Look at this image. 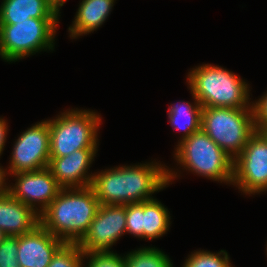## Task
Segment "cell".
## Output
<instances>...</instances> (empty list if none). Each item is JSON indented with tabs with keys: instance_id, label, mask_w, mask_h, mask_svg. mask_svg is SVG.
<instances>
[{
	"instance_id": "7402d4cb",
	"label": "cell",
	"mask_w": 267,
	"mask_h": 267,
	"mask_svg": "<svg viewBox=\"0 0 267 267\" xmlns=\"http://www.w3.org/2000/svg\"><path fill=\"white\" fill-rule=\"evenodd\" d=\"M90 258L85 267H126L125 256L113 251H92L84 253L83 259Z\"/></svg>"
},
{
	"instance_id": "5b68a950",
	"label": "cell",
	"mask_w": 267,
	"mask_h": 267,
	"mask_svg": "<svg viewBox=\"0 0 267 267\" xmlns=\"http://www.w3.org/2000/svg\"><path fill=\"white\" fill-rule=\"evenodd\" d=\"M201 129L235 159L256 132L253 108H203Z\"/></svg>"
},
{
	"instance_id": "52a82bcc",
	"label": "cell",
	"mask_w": 267,
	"mask_h": 267,
	"mask_svg": "<svg viewBox=\"0 0 267 267\" xmlns=\"http://www.w3.org/2000/svg\"><path fill=\"white\" fill-rule=\"evenodd\" d=\"M100 124L99 114L77 108L49 119L50 157H64L79 149H97Z\"/></svg>"
},
{
	"instance_id": "4fadbf2b",
	"label": "cell",
	"mask_w": 267,
	"mask_h": 267,
	"mask_svg": "<svg viewBox=\"0 0 267 267\" xmlns=\"http://www.w3.org/2000/svg\"><path fill=\"white\" fill-rule=\"evenodd\" d=\"M96 152L97 149H79L64 157H50L47 168L61 188L91 186L94 174L88 175L87 171Z\"/></svg>"
},
{
	"instance_id": "484cf974",
	"label": "cell",
	"mask_w": 267,
	"mask_h": 267,
	"mask_svg": "<svg viewBox=\"0 0 267 267\" xmlns=\"http://www.w3.org/2000/svg\"><path fill=\"white\" fill-rule=\"evenodd\" d=\"M6 170L7 169H3V167L0 166V196L9 193V185L7 186V183H5L6 176L9 174Z\"/></svg>"
},
{
	"instance_id": "cb8c5ba5",
	"label": "cell",
	"mask_w": 267,
	"mask_h": 267,
	"mask_svg": "<svg viewBox=\"0 0 267 267\" xmlns=\"http://www.w3.org/2000/svg\"><path fill=\"white\" fill-rule=\"evenodd\" d=\"M252 107L255 128L261 129L262 127H267V93L259 98L258 101L252 102Z\"/></svg>"
},
{
	"instance_id": "2e32d148",
	"label": "cell",
	"mask_w": 267,
	"mask_h": 267,
	"mask_svg": "<svg viewBox=\"0 0 267 267\" xmlns=\"http://www.w3.org/2000/svg\"><path fill=\"white\" fill-rule=\"evenodd\" d=\"M0 24H14L29 18H59L60 7L52 0H3Z\"/></svg>"
},
{
	"instance_id": "ac0fdd59",
	"label": "cell",
	"mask_w": 267,
	"mask_h": 267,
	"mask_svg": "<svg viewBox=\"0 0 267 267\" xmlns=\"http://www.w3.org/2000/svg\"><path fill=\"white\" fill-rule=\"evenodd\" d=\"M193 103L181 101L176 104H171L168 108V118L171 126L177 130L183 131V136L179 140L189 137L192 133L201 130L202 121V105L197 101L196 97Z\"/></svg>"
},
{
	"instance_id": "7c38bea8",
	"label": "cell",
	"mask_w": 267,
	"mask_h": 267,
	"mask_svg": "<svg viewBox=\"0 0 267 267\" xmlns=\"http://www.w3.org/2000/svg\"><path fill=\"white\" fill-rule=\"evenodd\" d=\"M170 212L157 199L126 204V233L153 240L169 230Z\"/></svg>"
},
{
	"instance_id": "83f0119b",
	"label": "cell",
	"mask_w": 267,
	"mask_h": 267,
	"mask_svg": "<svg viewBox=\"0 0 267 267\" xmlns=\"http://www.w3.org/2000/svg\"><path fill=\"white\" fill-rule=\"evenodd\" d=\"M52 1L55 2L61 8L64 2H66L67 0H52Z\"/></svg>"
},
{
	"instance_id": "277c9868",
	"label": "cell",
	"mask_w": 267,
	"mask_h": 267,
	"mask_svg": "<svg viewBox=\"0 0 267 267\" xmlns=\"http://www.w3.org/2000/svg\"><path fill=\"white\" fill-rule=\"evenodd\" d=\"M174 159L183 169L214 181L232 184L233 162L202 129L180 140Z\"/></svg>"
},
{
	"instance_id": "d6986e66",
	"label": "cell",
	"mask_w": 267,
	"mask_h": 267,
	"mask_svg": "<svg viewBox=\"0 0 267 267\" xmlns=\"http://www.w3.org/2000/svg\"><path fill=\"white\" fill-rule=\"evenodd\" d=\"M169 256L155 247L134 250L125 256L126 267H173Z\"/></svg>"
},
{
	"instance_id": "44dd1931",
	"label": "cell",
	"mask_w": 267,
	"mask_h": 267,
	"mask_svg": "<svg viewBox=\"0 0 267 267\" xmlns=\"http://www.w3.org/2000/svg\"><path fill=\"white\" fill-rule=\"evenodd\" d=\"M83 256L84 252L77 243H64L47 267H84Z\"/></svg>"
},
{
	"instance_id": "6da1fadb",
	"label": "cell",
	"mask_w": 267,
	"mask_h": 267,
	"mask_svg": "<svg viewBox=\"0 0 267 267\" xmlns=\"http://www.w3.org/2000/svg\"><path fill=\"white\" fill-rule=\"evenodd\" d=\"M177 176V172L152 161L96 172L91 187L99 205H126L153 199V193L164 189Z\"/></svg>"
},
{
	"instance_id": "30bf717a",
	"label": "cell",
	"mask_w": 267,
	"mask_h": 267,
	"mask_svg": "<svg viewBox=\"0 0 267 267\" xmlns=\"http://www.w3.org/2000/svg\"><path fill=\"white\" fill-rule=\"evenodd\" d=\"M126 205H99L84 237L77 243L81 250L109 251L126 234Z\"/></svg>"
},
{
	"instance_id": "5bb4252c",
	"label": "cell",
	"mask_w": 267,
	"mask_h": 267,
	"mask_svg": "<svg viewBox=\"0 0 267 267\" xmlns=\"http://www.w3.org/2000/svg\"><path fill=\"white\" fill-rule=\"evenodd\" d=\"M17 243V259L21 267H47L65 242L39 224L32 231L17 236Z\"/></svg>"
},
{
	"instance_id": "603a6c76",
	"label": "cell",
	"mask_w": 267,
	"mask_h": 267,
	"mask_svg": "<svg viewBox=\"0 0 267 267\" xmlns=\"http://www.w3.org/2000/svg\"><path fill=\"white\" fill-rule=\"evenodd\" d=\"M18 252L17 236H7L0 244V267H21Z\"/></svg>"
},
{
	"instance_id": "7a4b0ae2",
	"label": "cell",
	"mask_w": 267,
	"mask_h": 267,
	"mask_svg": "<svg viewBox=\"0 0 267 267\" xmlns=\"http://www.w3.org/2000/svg\"><path fill=\"white\" fill-rule=\"evenodd\" d=\"M99 208L91 186L62 188L39 215L40 224L65 243H78L87 233Z\"/></svg>"
},
{
	"instance_id": "ba28073f",
	"label": "cell",
	"mask_w": 267,
	"mask_h": 267,
	"mask_svg": "<svg viewBox=\"0 0 267 267\" xmlns=\"http://www.w3.org/2000/svg\"><path fill=\"white\" fill-rule=\"evenodd\" d=\"M232 185L246 195L267 191V141L258 131L234 159Z\"/></svg>"
},
{
	"instance_id": "f1b7e54d",
	"label": "cell",
	"mask_w": 267,
	"mask_h": 267,
	"mask_svg": "<svg viewBox=\"0 0 267 267\" xmlns=\"http://www.w3.org/2000/svg\"><path fill=\"white\" fill-rule=\"evenodd\" d=\"M7 237V235L0 229V244Z\"/></svg>"
},
{
	"instance_id": "d4e9b609",
	"label": "cell",
	"mask_w": 267,
	"mask_h": 267,
	"mask_svg": "<svg viewBox=\"0 0 267 267\" xmlns=\"http://www.w3.org/2000/svg\"><path fill=\"white\" fill-rule=\"evenodd\" d=\"M8 125L5 119L0 118V155L2 154L6 142Z\"/></svg>"
},
{
	"instance_id": "e0dca14e",
	"label": "cell",
	"mask_w": 267,
	"mask_h": 267,
	"mask_svg": "<svg viewBox=\"0 0 267 267\" xmlns=\"http://www.w3.org/2000/svg\"><path fill=\"white\" fill-rule=\"evenodd\" d=\"M115 0H82L72 26L68 28L72 39L98 29L107 19Z\"/></svg>"
},
{
	"instance_id": "8992f818",
	"label": "cell",
	"mask_w": 267,
	"mask_h": 267,
	"mask_svg": "<svg viewBox=\"0 0 267 267\" xmlns=\"http://www.w3.org/2000/svg\"><path fill=\"white\" fill-rule=\"evenodd\" d=\"M58 19L29 18L14 24H0V57L16 62L43 49L53 50Z\"/></svg>"
},
{
	"instance_id": "8fae6325",
	"label": "cell",
	"mask_w": 267,
	"mask_h": 267,
	"mask_svg": "<svg viewBox=\"0 0 267 267\" xmlns=\"http://www.w3.org/2000/svg\"><path fill=\"white\" fill-rule=\"evenodd\" d=\"M12 175L16 178V182L13 186L9 185V194L31 207L39 215L62 189L48 168ZM37 205L40 209L36 207Z\"/></svg>"
},
{
	"instance_id": "4316f807",
	"label": "cell",
	"mask_w": 267,
	"mask_h": 267,
	"mask_svg": "<svg viewBox=\"0 0 267 267\" xmlns=\"http://www.w3.org/2000/svg\"><path fill=\"white\" fill-rule=\"evenodd\" d=\"M267 141V127H262L261 129H256Z\"/></svg>"
},
{
	"instance_id": "9c48e42d",
	"label": "cell",
	"mask_w": 267,
	"mask_h": 267,
	"mask_svg": "<svg viewBox=\"0 0 267 267\" xmlns=\"http://www.w3.org/2000/svg\"><path fill=\"white\" fill-rule=\"evenodd\" d=\"M9 162V173L37 171L47 168L50 159L49 120L28 128L15 141Z\"/></svg>"
},
{
	"instance_id": "9a60e30c",
	"label": "cell",
	"mask_w": 267,
	"mask_h": 267,
	"mask_svg": "<svg viewBox=\"0 0 267 267\" xmlns=\"http://www.w3.org/2000/svg\"><path fill=\"white\" fill-rule=\"evenodd\" d=\"M40 224V216L9 193L0 196V229L7 236H21Z\"/></svg>"
},
{
	"instance_id": "3957f363",
	"label": "cell",
	"mask_w": 267,
	"mask_h": 267,
	"mask_svg": "<svg viewBox=\"0 0 267 267\" xmlns=\"http://www.w3.org/2000/svg\"><path fill=\"white\" fill-rule=\"evenodd\" d=\"M191 94L203 108H253L249 99V84L233 72L202 64L193 68L187 77Z\"/></svg>"
},
{
	"instance_id": "ffe728a7",
	"label": "cell",
	"mask_w": 267,
	"mask_h": 267,
	"mask_svg": "<svg viewBox=\"0 0 267 267\" xmlns=\"http://www.w3.org/2000/svg\"><path fill=\"white\" fill-rule=\"evenodd\" d=\"M222 255V256H221ZM182 267H233L228 253L221 250L218 253L199 250L192 252Z\"/></svg>"
}]
</instances>
